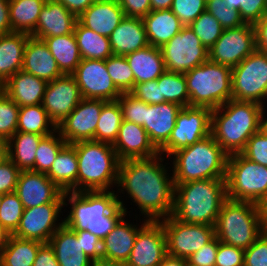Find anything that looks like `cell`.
Instances as JSON below:
<instances>
[{"label": "cell", "mask_w": 267, "mask_h": 266, "mask_svg": "<svg viewBox=\"0 0 267 266\" xmlns=\"http://www.w3.org/2000/svg\"><path fill=\"white\" fill-rule=\"evenodd\" d=\"M12 33L9 19V0H0V36Z\"/></svg>", "instance_id": "cell-62"}, {"label": "cell", "mask_w": 267, "mask_h": 266, "mask_svg": "<svg viewBox=\"0 0 267 266\" xmlns=\"http://www.w3.org/2000/svg\"><path fill=\"white\" fill-rule=\"evenodd\" d=\"M66 144L67 142L61 137L58 130L44 136L38 144L34 171L47 174L57 154Z\"/></svg>", "instance_id": "cell-42"}, {"label": "cell", "mask_w": 267, "mask_h": 266, "mask_svg": "<svg viewBox=\"0 0 267 266\" xmlns=\"http://www.w3.org/2000/svg\"><path fill=\"white\" fill-rule=\"evenodd\" d=\"M206 10L203 0H173L171 11L184 26H189Z\"/></svg>", "instance_id": "cell-49"}, {"label": "cell", "mask_w": 267, "mask_h": 266, "mask_svg": "<svg viewBox=\"0 0 267 266\" xmlns=\"http://www.w3.org/2000/svg\"><path fill=\"white\" fill-rule=\"evenodd\" d=\"M30 34L12 32L0 36V87L22 69L24 50Z\"/></svg>", "instance_id": "cell-30"}, {"label": "cell", "mask_w": 267, "mask_h": 266, "mask_svg": "<svg viewBox=\"0 0 267 266\" xmlns=\"http://www.w3.org/2000/svg\"><path fill=\"white\" fill-rule=\"evenodd\" d=\"M74 35L82 59L106 60L113 55L108 37L82 26L78 21L74 27Z\"/></svg>", "instance_id": "cell-37"}, {"label": "cell", "mask_w": 267, "mask_h": 266, "mask_svg": "<svg viewBox=\"0 0 267 266\" xmlns=\"http://www.w3.org/2000/svg\"><path fill=\"white\" fill-rule=\"evenodd\" d=\"M123 121L122 110L118 101H107L102 106L94 140L113 144Z\"/></svg>", "instance_id": "cell-40"}, {"label": "cell", "mask_w": 267, "mask_h": 266, "mask_svg": "<svg viewBox=\"0 0 267 266\" xmlns=\"http://www.w3.org/2000/svg\"><path fill=\"white\" fill-rule=\"evenodd\" d=\"M239 12L245 23L255 24L267 13L265 0H239Z\"/></svg>", "instance_id": "cell-55"}, {"label": "cell", "mask_w": 267, "mask_h": 266, "mask_svg": "<svg viewBox=\"0 0 267 266\" xmlns=\"http://www.w3.org/2000/svg\"><path fill=\"white\" fill-rule=\"evenodd\" d=\"M20 107L0 89V137L8 141L17 132Z\"/></svg>", "instance_id": "cell-46"}, {"label": "cell", "mask_w": 267, "mask_h": 266, "mask_svg": "<svg viewBox=\"0 0 267 266\" xmlns=\"http://www.w3.org/2000/svg\"><path fill=\"white\" fill-rule=\"evenodd\" d=\"M63 4L77 18L96 0H56Z\"/></svg>", "instance_id": "cell-61"}, {"label": "cell", "mask_w": 267, "mask_h": 266, "mask_svg": "<svg viewBox=\"0 0 267 266\" xmlns=\"http://www.w3.org/2000/svg\"><path fill=\"white\" fill-rule=\"evenodd\" d=\"M130 93L146 104L161 103V91L157 84V79L135 84Z\"/></svg>", "instance_id": "cell-56"}, {"label": "cell", "mask_w": 267, "mask_h": 266, "mask_svg": "<svg viewBox=\"0 0 267 266\" xmlns=\"http://www.w3.org/2000/svg\"><path fill=\"white\" fill-rule=\"evenodd\" d=\"M218 245L219 240L217 237L203 245L186 259L188 266H215Z\"/></svg>", "instance_id": "cell-53"}, {"label": "cell", "mask_w": 267, "mask_h": 266, "mask_svg": "<svg viewBox=\"0 0 267 266\" xmlns=\"http://www.w3.org/2000/svg\"><path fill=\"white\" fill-rule=\"evenodd\" d=\"M126 17L143 19L151 12L150 0H117Z\"/></svg>", "instance_id": "cell-58"}, {"label": "cell", "mask_w": 267, "mask_h": 266, "mask_svg": "<svg viewBox=\"0 0 267 266\" xmlns=\"http://www.w3.org/2000/svg\"><path fill=\"white\" fill-rule=\"evenodd\" d=\"M77 17L56 0H46L31 36L43 39L74 33Z\"/></svg>", "instance_id": "cell-23"}, {"label": "cell", "mask_w": 267, "mask_h": 266, "mask_svg": "<svg viewBox=\"0 0 267 266\" xmlns=\"http://www.w3.org/2000/svg\"><path fill=\"white\" fill-rule=\"evenodd\" d=\"M64 202H51L37 207L24 209L20 223L13 236L49 243L51 236L64 224L56 222Z\"/></svg>", "instance_id": "cell-15"}, {"label": "cell", "mask_w": 267, "mask_h": 266, "mask_svg": "<svg viewBox=\"0 0 267 266\" xmlns=\"http://www.w3.org/2000/svg\"><path fill=\"white\" fill-rule=\"evenodd\" d=\"M161 153L154 157L120 161L118 189L126 191L147 221H160L172 215L174 181L169 177Z\"/></svg>", "instance_id": "cell-1"}, {"label": "cell", "mask_w": 267, "mask_h": 266, "mask_svg": "<svg viewBox=\"0 0 267 266\" xmlns=\"http://www.w3.org/2000/svg\"><path fill=\"white\" fill-rule=\"evenodd\" d=\"M142 20L149 45L157 48L165 45L184 27L171 9L151 11Z\"/></svg>", "instance_id": "cell-32"}, {"label": "cell", "mask_w": 267, "mask_h": 266, "mask_svg": "<svg viewBox=\"0 0 267 266\" xmlns=\"http://www.w3.org/2000/svg\"><path fill=\"white\" fill-rule=\"evenodd\" d=\"M46 0H9V19L12 32L31 34Z\"/></svg>", "instance_id": "cell-36"}, {"label": "cell", "mask_w": 267, "mask_h": 266, "mask_svg": "<svg viewBox=\"0 0 267 266\" xmlns=\"http://www.w3.org/2000/svg\"><path fill=\"white\" fill-rule=\"evenodd\" d=\"M133 71L135 84L158 79L165 71V63L160 48L148 45L125 55Z\"/></svg>", "instance_id": "cell-31"}, {"label": "cell", "mask_w": 267, "mask_h": 266, "mask_svg": "<svg viewBox=\"0 0 267 266\" xmlns=\"http://www.w3.org/2000/svg\"><path fill=\"white\" fill-rule=\"evenodd\" d=\"M46 86V81L20 70L0 89L19 107H22L42 104Z\"/></svg>", "instance_id": "cell-26"}, {"label": "cell", "mask_w": 267, "mask_h": 266, "mask_svg": "<svg viewBox=\"0 0 267 266\" xmlns=\"http://www.w3.org/2000/svg\"><path fill=\"white\" fill-rule=\"evenodd\" d=\"M257 49L267 52V13L254 24Z\"/></svg>", "instance_id": "cell-60"}, {"label": "cell", "mask_w": 267, "mask_h": 266, "mask_svg": "<svg viewBox=\"0 0 267 266\" xmlns=\"http://www.w3.org/2000/svg\"><path fill=\"white\" fill-rule=\"evenodd\" d=\"M240 153L247 159L267 167V135L261 130L254 133Z\"/></svg>", "instance_id": "cell-50"}, {"label": "cell", "mask_w": 267, "mask_h": 266, "mask_svg": "<svg viewBox=\"0 0 267 266\" xmlns=\"http://www.w3.org/2000/svg\"><path fill=\"white\" fill-rule=\"evenodd\" d=\"M174 184L202 179H225L228 154L210 134L172 154Z\"/></svg>", "instance_id": "cell-5"}, {"label": "cell", "mask_w": 267, "mask_h": 266, "mask_svg": "<svg viewBox=\"0 0 267 266\" xmlns=\"http://www.w3.org/2000/svg\"><path fill=\"white\" fill-rule=\"evenodd\" d=\"M43 243L10 236L1 251L0 266H33L37 252Z\"/></svg>", "instance_id": "cell-38"}, {"label": "cell", "mask_w": 267, "mask_h": 266, "mask_svg": "<svg viewBox=\"0 0 267 266\" xmlns=\"http://www.w3.org/2000/svg\"><path fill=\"white\" fill-rule=\"evenodd\" d=\"M206 4L208 3V2H210V1H212V0H203Z\"/></svg>", "instance_id": "cell-72"}, {"label": "cell", "mask_w": 267, "mask_h": 266, "mask_svg": "<svg viewBox=\"0 0 267 266\" xmlns=\"http://www.w3.org/2000/svg\"><path fill=\"white\" fill-rule=\"evenodd\" d=\"M182 106L173 102L146 104L143 128L149 140L159 151L169 140Z\"/></svg>", "instance_id": "cell-21"}, {"label": "cell", "mask_w": 267, "mask_h": 266, "mask_svg": "<svg viewBox=\"0 0 267 266\" xmlns=\"http://www.w3.org/2000/svg\"><path fill=\"white\" fill-rule=\"evenodd\" d=\"M259 219L264 231H267V193L256 203Z\"/></svg>", "instance_id": "cell-63"}, {"label": "cell", "mask_w": 267, "mask_h": 266, "mask_svg": "<svg viewBox=\"0 0 267 266\" xmlns=\"http://www.w3.org/2000/svg\"><path fill=\"white\" fill-rule=\"evenodd\" d=\"M215 266H244V249L219 241Z\"/></svg>", "instance_id": "cell-54"}, {"label": "cell", "mask_w": 267, "mask_h": 266, "mask_svg": "<svg viewBox=\"0 0 267 266\" xmlns=\"http://www.w3.org/2000/svg\"><path fill=\"white\" fill-rule=\"evenodd\" d=\"M114 55L125 56L149 45L143 20L124 17L109 36Z\"/></svg>", "instance_id": "cell-28"}, {"label": "cell", "mask_w": 267, "mask_h": 266, "mask_svg": "<svg viewBox=\"0 0 267 266\" xmlns=\"http://www.w3.org/2000/svg\"><path fill=\"white\" fill-rule=\"evenodd\" d=\"M33 266H60L54 249L49 243H45L39 248Z\"/></svg>", "instance_id": "cell-59"}, {"label": "cell", "mask_w": 267, "mask_h": 266, "mask_svg": "<svg viewBox=\"0 0 267 266\" xmlns=\"http://www.w3.org/2000/svg\"><path fill=\"white\" fill-rule=\"evenodd\" d=\"M226 1H227V7L229 9L239 11V0H226Z\"/></svg>", "instance_id": "cell-70"}, {"label": "cell", "mask_w": 267, "mask_h": 266, "mask_svg": "<svg viewBox=\"0 0 267 266\" xmlns=\"http://www.w3.org/2000/svg\"><path fill=\"white\" fill-rule=\"evenodd\" d=\"M12 234L0 223V254Z\"/></svg>", "instance_id": "cell-66"}, {"label": "cell", "mask_w": 267, "mask_h": 266, "mask_svg": "<svg viewBox=\"0 0 267 266\" xmlns=\"http://www.w3.org/2000/svg\"><path fill=\"white\" fill-rule=\"evenodd\" d=\"M56 130L57 127L48 117L42 104L20 107L17 132L50 135Z\"/></svg>", "instance_id": "cell-39"}, {"label": "cell", "mask_w": 267, "mask_h": 266, "mask_svg": "<svg viewBox=\"0 0 267 266\" xmlns=\"http://www.w3.org/2000/svg\"><path fill=\"white\" fill-rule=\"evenodd\" d=\"M112 145L120 161L150 158L159 153L149 140L143 126L126 120L122 121L117 138Z\"/></svg>", "instance_id": "cell-22"}, {"label": "cell", "mask_w": 267, "mask_h": 266, "mask_svg": "<svg viewBox=\"0 0 267 266\" xmlns=\"http://www.w3.org/2000/svg\"><path fill=\"white\" fill-rule=\"evenodd\" d=\"M77 174L76 149L72 144H66L57 154L46 175L62 192H77Z\"/></svg>", "instance_id": "cell-33"}, {"label": "cell", "mask_w": 267, "mask_h": 266, "mask_svg": "<svg viewBox=\"0 0 267 266\" xmlns=\"http://www.w3.org/2000/svg\"><path fill=\"white\" fill-rule=\"evenodd\" d=\"M24 207L15 192L2 195L0 223L13 234L19 226Z\"/></svg>", "instance_id": "cell-45"}, {"label": "cell", "mask_w": 267, "mask_h": 266, "mask_svg": "<svg viewBox=\"0 0 267 266\" xmlns=\"http://www.w3.org/2000/svg\"><path fill=\"white\" fill-rule=\"evenodd\" d=\"M265 105H263L261 116H260V130L267 135V118H266V111H265ZM266 115V116H265Z\"/></svg>", "instance_id": "cell-68"}, {"label": "cell", "mask_w": 267, "mask_h": 266, "mask_svg": "<svg viewBox=\"0 0 267 266\" xmlns=\"http://www.w3.org/2000/svg\"><path fill=\"white\" fill-rule=\"evenodd\" d=\"M160 50L169 72L185 74L209 59V50L189 26H184Z\"/></svg>", "instance_id": "cell-12"}, {"label": "cell", "mask_w": 267, "mask_h": 266, "mask_svg": "<svg viewBox=\"0 0 267 266\" xmlns=\"http://www.w3.org/2000/svg\"><path fill=\"white\" fill-rule=\"evenodd\" d=\"M91 266H125V264L113 260L100 258L97 260H92Z\"/></svg>", "instance_id": "cell-67"}, {"label": "cell", "mask_w": 267, "mask_h": 266, "mask_svg": "<svg viewBox=\"0 0 267 266\" xmlns=\"http://www.w3.org/2000/svg\"><path fill=\"white\" fill-rule=\"evenodd\" d=\"M244 266H267V231L244 250Z\"/></svg>", "instance_id": "cell-51"}, {"label": "cell", "mask_w": 267, "mask_h": 266, "mask_svg": "<svg viewBox=\"0 0 267 266\" xmlns=\"http://www.w3.org/2000/svg\"><path fill=\"white\" fill-rule=\"evenodd\" d=\"M159 266H188L187 260L167 255Z\"/></svg>", "instance_id": "cell-64"}, {"label": "cell", "mask_w": 267, "mask_h": 266, "mask_svg": "<svg viewBox=\"0 0 267 266\" xmlns=\"http://www.w3.org/2000/svg\"><path fill=\"white\" fill-rule=\"evenodd\" d=\"M172 217L189 224L214 226L227 199L225 179H202L174 184Z\"/></svg>", "instance_id": "cell-3"}, {"label": "cell", "mask_w": 267, "mask_h": 266, "mask_svg": "<svg viewBox=\"0 0 267 266\" xmlns=\"http://www.w3.org/2000/svg\"><path fill=\"white\" fill-rule=\"evenodd\" d=\"M144 220L125 266H159L167 256L166 234L162 223Z\"/></svg>", "instance_id": "cell-17"}, {"label": "cell", "mask_w": 267, "mask_h": 266, "mask_svg": "<svg viewBox=\"0 0 267 266\" xmlns=\"http://www.w3.org/2000/svg\"><path fill=\"white\" fill-rule=\"evenodd\" d=\"M7 157V141L0 137V161Z\"/></svg>", "instance_id": "cell-69"}, {"label": "cell", "mask_w": 267, "mask_h": 266, "mask_svg": "<svg viewBox=\"0 0 267 266\" xmlns=\"http://www.w3.org/2000/svg\"><path fill=\"white\" fill-rule=\"evenodd\" d=\"M49 245L60 266H91L92 259L84 253L76 232L64 224L51 236Z\"/></svg>", "instance_id": "cell-29"}, {"label": "cell", "mask_w": 267, "mask_h": 266, "mask_svg": "<svg viewBox=\"0 0 267 266\" xmlns=\"http://www.w3.org/2000/svg\"><path fill=\"white\" fill-rule=\"evenodd\" d=\"M44 136L47 135L16 132L7 141V157L20 171H34L38 144Z\"/></svg>", "instance_id": "cell-34"}, {"label": "cell", "mask_w": 267, "mask_h": 266, "mask_svg": "<svg viewBox=\"0 0 267 266\" xmlns=\"http://www.w3.org/2000/svg\"><path fill=\"white\" fill-rule=\"evenodd\" d=\"M232 99L266 105L267 52L256 49L232 68Z\"/></svg>", "instance_id": "cell-10"}, {"label": "cell", "mask_w": 267, "mask_h": 266, "mask_svg": "<svg viewBox=\"0 0 267 266\" xmlns=\"http://www.w3.org/2000/svg\"><path fill=\"white\" fill-rule=\"evenodd\" d=\"M211 109L185 106L178 112L176 125L168 142L159 150L166 157L210 135Z\"/></svg>", "instance_id": "cell-11"}, {"label": "cell", "mask_w": 267, "mask_h": 266, "mask_svg": "<svg viewBox=\"0 0 267 266\" xmlns=\"http://www.w3.org/2000/svg\"><path fill=\"white\" fill-rule=\"evenodd\" d=\"M257 49L253 24L224 29L215 44L209 49V60L228 67H235Z\"/></svg>", "instance_id": "cell-14"}, {"label": "cell", "mask_w": 267, "mask_h": 266, "mask_svg": "<svg viewBox=\"0 0 267 266\" xmlns=\"http://www.w3.org/2000/svg\"><path fill=\"white\" fill-rule=\"evenodd\" d=\"M115 191L63 192L64 205H71L63 223L71 230H86L103 240L117 222L127 215L123 201ZM118 196V197H117Z\"/></svg>", "instance_id": "cell-2"}, {"label": "cell", "mask_w": 267, "mask_h": 266, "mask_svg": "<svg viewBox=\"0 0 267 266\" xmlns=\"http://www.w3.org/2000/svg\"><path fill=\"white\" fill-rule=\"evenodd\" d=\"M189 27L209 50L224 31L217 19L205 10Z\"/></svg>", "instance_id": "cell-44"}, {"label": "cell", "mask_w": 267, "mask_h": 266, "mask_svg": "<svg viewBox=\"0 0 267 266\" xmlns=\"http://www.w3.org/2000/svg\"><path fill=\"white\" fill-rule=\"evenodd\" d=\"M15 193L24 209L51 202H64L63 192L47 177L35 171H21Z\"/></svg>", "instance_id": "cell-20"}, {"label": "cell", "mask_w": 267, "mask_h": 266, "mask_svg": "<svg viewBox=\"0 0 267 266\" xmlns=\"http://www.w3.org/2000/svg\"><path fill=\"white\" fill-rule=\"evenodd\" d=\"M160 222L165 230L169 256L187 259L216 237L212 225L184 223L171 215Z\"/></svg>", "instance_id": "cell-13"}, {"label": "cell", "mask_w": 267, "mask_h": 266, "mask_svg": "<svg viewBox=\"0 0 267 266\" xmlns=\"http://www.w3.org/2000/svg\"><path fill=\"white\" fill-rule=\"evenodd\" d=\"M107 101L83 98L75 109L57 127L67 144L94 140L102 106Z\"/></svg>", "instance_id": "cell-18"}, {"label": "cell", "mask_w": 267, "mask_h": 266, "mask_svg": "<svg viewBox=\"0 0 267 266\" xmlns=\"http://www.w3.org/2000/svg\"><path fill=\"white\" fill-rule=\"evenodd\" d=\"M20 172L8 157L0 161V194L15 192Z\"/></svg>", "instance_id": "cell-52"}, {"label": "cell", "mask_w": 267, "mask_h": 266, "mask_svg": "<svg viewBox=\"0 0 267 266\" xmlns=\"http://www.w3.org/2000/svg\"><path fill=\"white\" fill-rule=\"evenodd\" d=\"M225 180L230 200L256 204L267 193V167L241 153L228 155Z\"/></svg>", "instance_id": "cell-9"}, {"label": "cell", "mask_w": 267, "mask_h": 266, "mask_svg": "<svg viewBox=\"0 0 267 266\" xmlns=\"http://www.w3.org/2000/svg\"><path fill=\"white\" fill-rule=\"evenodd\" d=\"M214 228L221 243L244 250L264 232L255 203L228 198L221 205Z\"/></svg>", "instance_id": "cell-7"}, {"label": "cell", "mask_w": 267, "mask_h": 266, "mask_svg": "<svg viewBox=\"0 0 267 266\" xmlns=\"http://www.w3.org/2000/svg\"><path fill=\"white\" fill-rule=\"evenodd\" d=\"M161 103L173 102L182 107L189 106L187 82L183 73L165 71L158 79Z\"/></svg>", "instance_id": "cell-41"}, {"label": "cell", "mask_w": 267, "mask_h": 266, "mask_svg": "<svg viewBox=\"0 0 267 266\" xmlns=\"http://www.w3.org/2000/svg\"><path fill=\"white\" fill-rule=\"evenodd\" d=\"M123 216L102 240V258L125 264L130 257L138 230L142 225L125 222Z\"/></svg>", "instance_id": "cell-27"}, {"label": "cell", "mask_w": 267, "mask_h": 266, "mask_svg": "<svg viewBox=\"0 0 267 266\" xmlns=\"http://www.w3.org/2000/svg\"><path fill=\"white\" fill-rule=\"evenodd\" d=\"M124 17L125 13L117 0H96L77 21L82 26L109 38Z\"/></svg>", "instance_id": "cell-25"}, {"label": "cell", "mask_w": 267, "mask_h": 266, "mask_svg": "<svg viewBox=\"0 0 267 266\" xmlns=\"http://www.w3.org/2000/svg\"><path fill=\"white\" fill-rule=\"evenodd\" d=\"M151 11L171 9L173 0H150Z\"/></svg>", "instance_id": "cell-65"}, {"label": "cell", "mask_w": 267, "mask_h": 266, "mask_svg": "<svg viewBox=\"0 0 267 266\" xmlns=\"http://www.w3.org/2000/svg\"><path fill=\"white\" fill-rule=\"evenodd\" d=\"M262 108L257 102L230 99L211 111L210 134L228 155L240 153L260 130Z\"/></svg>", "instance_id": "cell-4"}, {"label": "cell", "mask_w": 267, "mask_h": 266, "mask_svg": "<svg viewBox=\"0 0 267 266\" xmlns=\"http://www.w3.org/2000/svg\"><path fill=\"white\" fill-rule=\"evenodd\" d=\"M108 74L121 93H129L135 86L133 71L125 56L111 55L105 60Z\"/></svg>", "instance_id": "cell-43"}, {"label": "cell", "mask_w": 267, "mask_h": 266, "mask_svg": "<svg viewBox=\"0 0 267 266\" xmlns=\"http://www.w3.org/2000/svg\"><path fill=\"white\" fill-rule=\"evenodd\" d=\"M82 99L74 77L64 74L47 83L42 106L50 120L58 127Z\"/></svg>", "instance_id": "cell-19"}, {"label": "cell", "mask_w": 267, "mask_h": 266, "mask_svg": "<svg viewBox=\"0 0 267 266\" xmlns=\"http://www.w3.org/2000/svg\"><path fill=\"white\" fill-rule=\"evenodd\" d=\"M206 10L217 19L224 29L238 28L246 24L238 10L227 7L226 0H212L206 4Z\"/></svg>", "instance_id": "cell-47"}, {"label": "cell", "mask_w": 267, "mask_h": 266, "mask_svg": "<svg viewBox=\"0 0 267 266\" xmlns=\"http://www.w3.org/2000/svg\"><path fill=\"white\" fill-rule=\"evenodd\" d=\"M1 204H2V194H0V207H1Z\"/></svg>", "instance_id": "cell-71"}, {"label": "cell", "mask_w": 267, "mask_h": 266, "mask_svg": "<svg viewBox=\"0 0 267 266\" xmlns=\"http://www.w3.org/2000/svg\"><path fill=\"white\" fill-rule=\"evenodd\" d=\"M76 232L77 240H80V244L84 253L92 260L102 258V240L95 234L86 230H73Z\"/></svg>", "instance_id": "cell-57"}, {"label": "cell", "mask_w": 267, "mask_h": 266, "mask_svg": "<svg viewBox=\"0 0 267 266\" xmlns=\"http://www.w3.org/2000/svg\"><path fill=\"white\" fill-rule=\"evenodd\" d=\"M63 74L71 75L82 60L74 33L43 38Z\"/></svg>", "instance_id": "cell-35"}, {"label": "cell", "mask_w": 267, "mask_h": 266, "mask_svg": "<svg viewBox=\"0 0 267 266\" xmlns=\"http://www.w3.org/2000/svg\"><path fill=\"white\" fill-rule=\"evenodd\" d=\"M72 145L78 161L77 192L109 191L117 185L120 160L112 144L88 140Z\"/></svg>", "instance_id": "cell-6"}, {"label": "cell", "mask_w": 267, "mask_h": 266, "mask_svg": "<svg viewBox=\"0 0 267 266\" xmlns=\"http://www.w3.org/2000/svg\"><path fill=\"white\" fill-rule=\"evenodd\" d=\"M21 70L47 83L64 75L44 40L31 35L28 37L25 46Z\"/></svg>", "instance_id": "cell-24"}, {"label": "cell", "mask_w": 267, "mask_h": 266, "mask_svg": "<svg viewBox=\"0 0 267 266\" xmlns=\"http://www.w3.org/2000/svg\"><path fill=\"white\" fill-rule=\"evenodd\" d=\"M123 120L144 126L145 102L129 93H122L117 99Z\"/></svg>", "instance_id": "cell-48"}, {"label": "cell", "mask_w": 267, "mask_h": 266, "mask_svg": "<svg viewBox=\"0 0 267 266\" xmlns=\"http://www.w3.org/2000/svg\"><path fill=\"white\" fill-rule=\"evenodd\" d=\"M71 75L85 99L116 101L122 94L108 74L105 60L82 59Z\"/></svg>", "instance_id": "cell-16"}, {"label": "cell", "mask_w": 267, "mask_h": 266, "mask_svg": "<svg viewBox=\"0 0 267 266\" xmlns=\"http://www.w3.org/2000/svg\"><path fill=\"white\" fill-rule=\"evenodd\" d=\"M189 106L211 110L232 99V68L209 59L185 74Z\"/></svg>", "instance_id": "cell-8"}]
</instances>
